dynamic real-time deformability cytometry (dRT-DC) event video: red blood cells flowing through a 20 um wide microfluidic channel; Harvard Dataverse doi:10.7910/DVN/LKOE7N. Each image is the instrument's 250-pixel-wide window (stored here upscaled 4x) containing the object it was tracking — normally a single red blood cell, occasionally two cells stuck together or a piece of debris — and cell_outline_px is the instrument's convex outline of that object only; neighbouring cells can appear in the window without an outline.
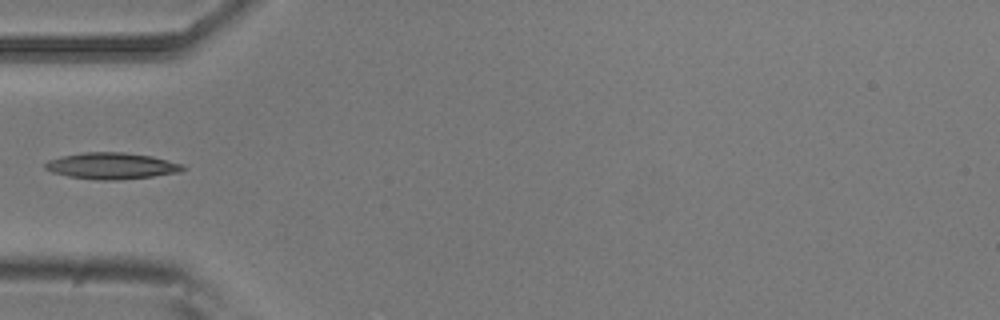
{"species": "common noctule bat (a hibernating species)", "species_latin": "Nyctalus noctula", "temperature_condition": "room temperature", "stored_images_in_passage": 6, "camera_frame_rate_fps": 3000, "um_per_image_px": 0.085, "animal": {"sex": "male", "body_mass_g": 20.5, "forearm_length_mm": 52.5}, "frame": {"image": 1, "passage_image": 4, "time_ms": 1.0, "image_size_px": [1000, 320], "cell_outline_px": [[188, 168], [180, 172], [152, 176], [116, 180], [96, 180], [68, 176], [52, 172], [44, 168], [44, 164], [48, 160], [60, 156], [84, 152], [124, 152], [152, 156], [184, 164]], "centroid_in_image_um": [9.5, 14.09], "position_along_channel_um": 75.5, "area_um2": 21.33}}
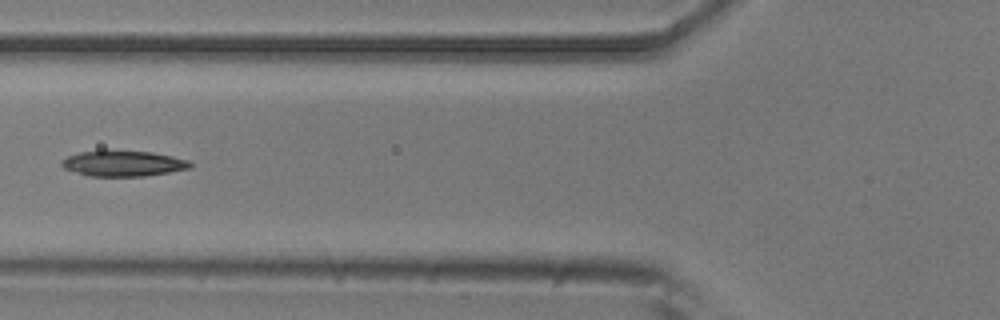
{"frame": {"image": 2, "passage_image": 5, "time_ms": 1.333, "image_size_px": [1000, 320], "cell_outline_px": [[192, 168], [144, 176], [88, 176], [64, 168], [60, 164], [68, 156], [80, 152], [104, 148], [152, 152], [172, 156], [188, 160], [192, 164]], "centroid_in_image_um": [10.46, 13.86], "position_along_channel_um": 115.3, "area_um2": 19.65}}
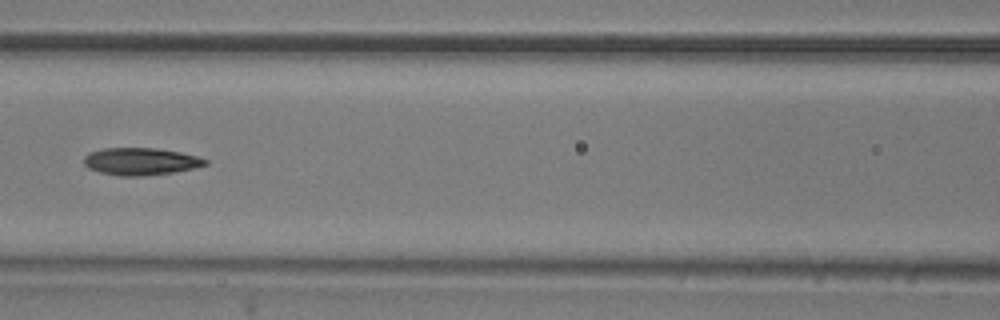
{"frame": {"image": 3, "passage_image": 6, "time_ms": 1.667, "image_size_px": [1000, 320], "cell_outline_px": [[208, 164], [192, 168], [172, 172], [144, 176], [120, 176], [100, 172], [88, 168], [84, 164], [84, 156], [88, 152], [104, 148], [156, 148], [180, 152], [196, 156], [208, 160]], "centroid_in_image_um": [11.92, 13.72], "position_along_channel_um": 154.7, "area_um2": 19.25}}